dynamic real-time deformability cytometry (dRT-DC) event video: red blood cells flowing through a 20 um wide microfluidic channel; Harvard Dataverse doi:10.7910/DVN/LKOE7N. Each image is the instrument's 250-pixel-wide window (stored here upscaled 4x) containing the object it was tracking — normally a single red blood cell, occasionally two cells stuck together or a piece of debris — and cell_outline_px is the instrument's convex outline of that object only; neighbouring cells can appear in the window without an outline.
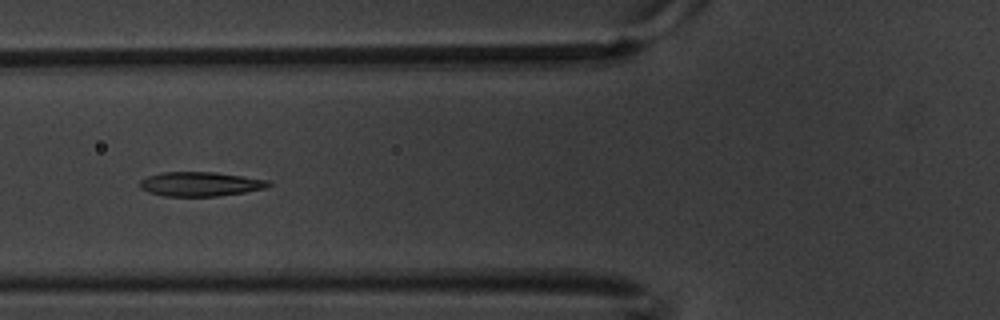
{"species": "common noctule bat (a hibernating species)", "species_latin": "Nyctalus noctula", "temperature_condition": "warm", "stored_images_in_passage": 9, "camera_frame_rate_fps": 3000, "um_per_image_px": 0.085, "animal": {"sex": "male", "body_mass_g": 20.1, "forearm_length_mm": 53.5}, "frame": {"image": 1, "passage_image": 6, "time_ms": 1.667, "image_size_px": [1000, 320], "cell_outline_px": [[272, 184], [268, 188], [244, 192], [216, 196], [164, 196], [148, 192], [140, 188], [136, 184], [140, 180], [148, 176], [160, 172], [216, 172], [244, 176], [268, 180]], "centroid_in_image_um": [17.0, 15.64], "position_along_channel_um": 108.8, "area_um2": 18.44}}
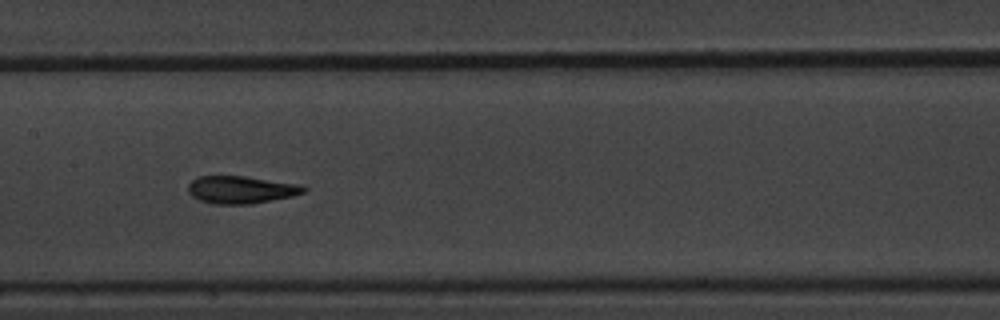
{"frame": {"image": 2, "passage_image": 8, "time_ms": 2.333, "image_size_px": [1000, 320], "cell_outline_px": [[308, 188], [304, 192], [292, 196], [252, 204], [212, 204], [200, 200], [192, 196], [188, 192], [188, 184], [192, 180], [200, 176], [244, 176], [300, 184]], "centroid_in_image_um": [20.48, 16.13], "position_along_channel_um": 186.9, "area_um2": 18.55}}
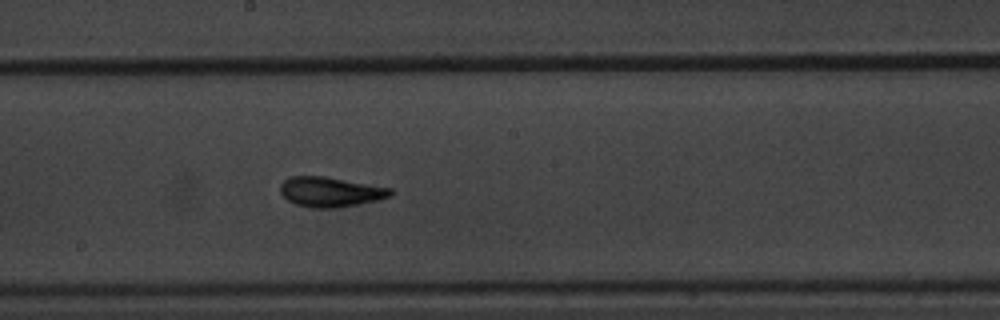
{"frame": {"image": 3, "passage_image": 9, "time_ms": 2.667, "image_size_px": [1000, 320], "cell_outline_px": [[396, 192], [392, 196], [380, 200], [336, 208], [308, 208], [296, 204], [288, 200], [280, 192], [280, 184], [284, 180], [292, 176], [324, 176], [392, 188]], "centroid_in_image_um": [28.12, 16.32], "position_along_channel_um": 220.1, "area_um2": 19.42}}